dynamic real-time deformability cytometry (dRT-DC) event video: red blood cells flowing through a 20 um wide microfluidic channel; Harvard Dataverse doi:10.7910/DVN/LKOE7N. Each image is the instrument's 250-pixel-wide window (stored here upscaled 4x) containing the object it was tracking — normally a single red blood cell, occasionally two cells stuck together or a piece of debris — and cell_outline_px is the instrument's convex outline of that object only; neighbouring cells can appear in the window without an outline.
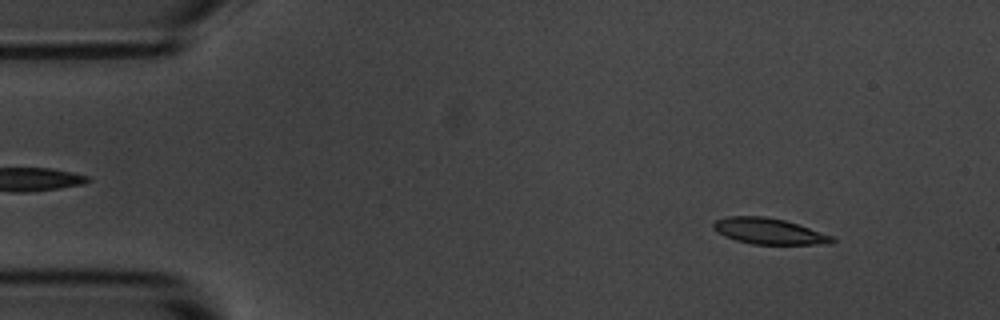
{"species": "common noctule bat (a hibernating species)", "species_latin": "Nyctalus noctula", "temperature_condition": "room temperature", "stored_images_in_passage": 4, "camera_frame_rate_fps": 3000, "um_per_image_px": 0.085, "animal": {"sex": "male", "body_mass_g": 20.1, "forearm_length_mm": 53.5}, "frame": {"image": 1, "passage_image": 1, "time_ms": 0.0, "image_size_px": [1000, 320], "cell_outline_px": [[836, 240], [832, 244], [752, 244], [736, 240], [724, 236], [716, 232], [712, 228], [712, 224], [716, 220], [728, 216], [764, 216], [784, 220], [832, 236]], "centroid_in_image_um": [65.31, 19.65], "position_along_channel_um": 19.7, "area_um2": 17.86}}
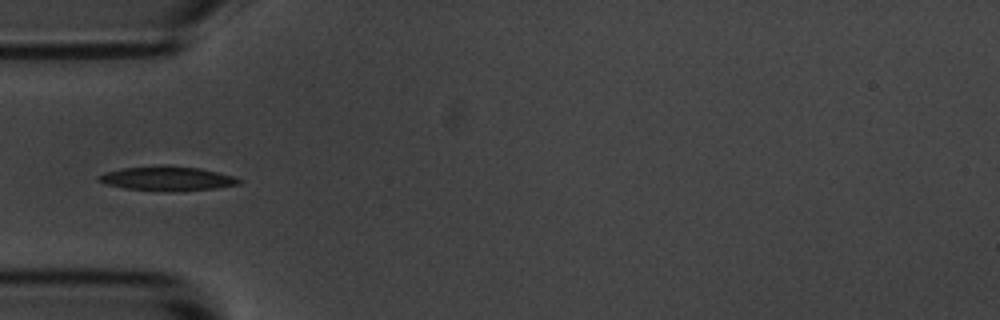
{"frame": {"image": 2, "passage_image": 4, "time_ms": 3.667, "image_size_px": [1000, 320], "cell_outline_px": [[240, 184], [216, 188], [124, 188], [108, 184], [100, 180], [96, 176], [104, 172], [124, 168], [160, 164], [168, 164], [200, 168], [220, 172], [232, 176], [240, 180]], "centroid_in_image_um": [14.21, 15.09], "position_along_channel_um": 70.8, "area_um2": 18.79}}